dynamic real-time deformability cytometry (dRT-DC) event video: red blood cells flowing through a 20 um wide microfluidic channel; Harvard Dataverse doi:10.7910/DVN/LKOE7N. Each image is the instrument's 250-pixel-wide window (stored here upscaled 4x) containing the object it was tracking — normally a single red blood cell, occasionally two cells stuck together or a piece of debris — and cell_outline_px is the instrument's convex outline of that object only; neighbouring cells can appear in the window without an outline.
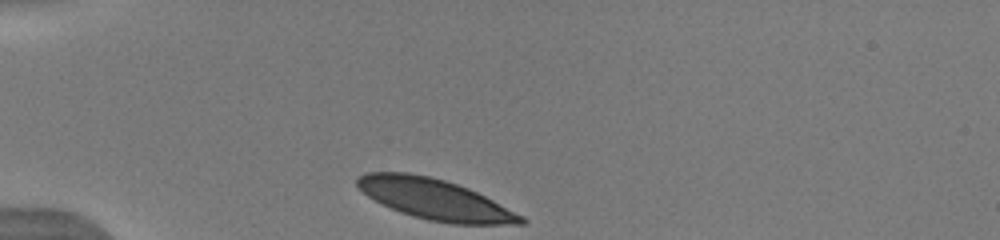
{"species": "human", "species_latin": "Homo sapiens", "temperature_condition": "warm", "stored_images_in_passage": 34, "camera_frame_rate_fps": 3000, "um_per_image_px": 0.085, "donor": {"sex": "male"}, "frame": {"image": 1, "passage_image": 1, "time_ms": 0.0, "image_size_px": [1000, 240], "cell_outline_px": [[528, 220], [524, 224], [452, 224], [428, 220], [412, 216], [400, 212], [368, 196], [356, 184], [356, 180], [360, 176], [368, 172], [408, 172], [428, 176], [444, 180], [468, 188], [524, 216]], "centroid_in_image_um": [36.99, 16.95], "position_along_channel_um": 48.0, "area_um2": 38.26}}
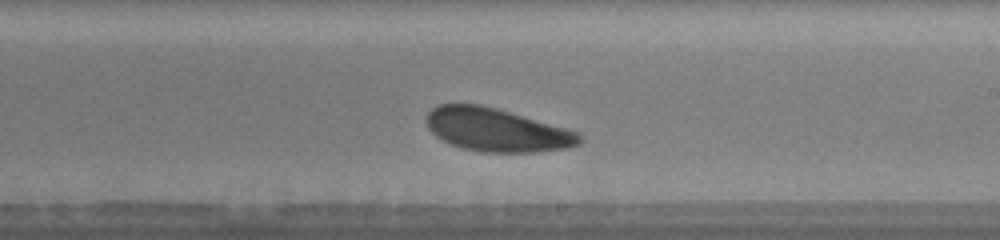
{"frame": {"image": 2, "passage_image": 19, "time_ms": 6.0, "image_size_px": [1000, 240], "cell_outline_px": [[584, 140], [580, 144], [568, 148], [540, 152], [480, 152], [464, 148], [452, 144], [436, 136], [428, 128], [428, 112], [432, 108], [440, 104], [480, 104], [496, 108], [568, 128], [580, 132], [584, 136]], "centroid_in_image_um": [42.31, 11.05], "position_along_channel_um": 246.7, "area_um2": 38.67}}
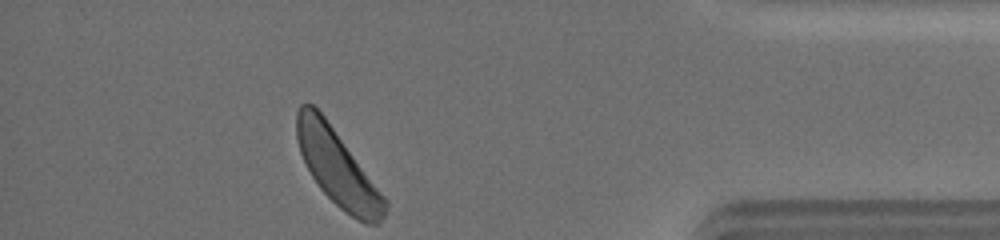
{"frame": {"image": 3, "passage_image": 34, "time_ms": 11.0, "image_size_px": [1000, 240], "cell_outline_px": [[388, 204], [384, 216], [376, 224], [364, 224], [344, 212], [320, 188], [312, 176], [300, 152], [296, 140], [296, 112], [300, 104], [312, 104], [324, 116], [388, 200]], "centroid_in_image_um": [28.69, 14.27], "position_along_channel_um": 406.5, "area_um2": 38.61}, "authors_computed_cell_mechanics": {"area_um2": 39.304, "velocity_mm_per_s": 3.8389, "shape_relaxation_time_tau1_ms": 1.7895, "shape_relaxation_time_tau2_ms": null, "deformation_change_tau1": 0.0977, "deformation_change_tau2": null}}